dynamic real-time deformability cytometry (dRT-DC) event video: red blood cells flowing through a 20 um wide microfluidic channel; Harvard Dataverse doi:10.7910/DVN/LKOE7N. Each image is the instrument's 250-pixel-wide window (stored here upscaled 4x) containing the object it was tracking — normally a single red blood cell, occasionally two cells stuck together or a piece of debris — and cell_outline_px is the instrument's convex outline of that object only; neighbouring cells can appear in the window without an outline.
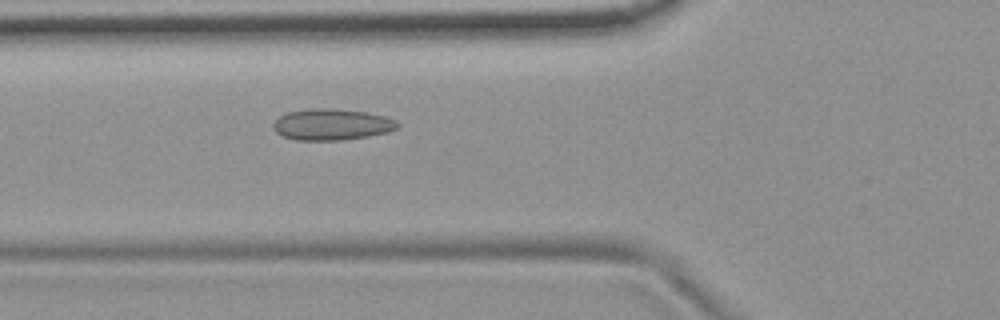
{"species": "common noctule bat (a hibernating species)", "species_latin": "Nyctalus noctula", "temperature_condition": "room temperature", "stored_images_in_passage": 6, "camera_frame_rate_fps": 3000, "um_per_image_px": 0.085, "animal": {"sex": "female", "body_mass_g": 19.9}, "frame": {"image": 1, "passage_image": 6, "time_ms": 1.667, "image_size_px": [1000, 320], "cell_outline_px": [[400, 128], [388, 132], [368, 136], [344, 140], [296, 140], [284, 136], [276, 132], [272, 128], [272, 124], [280, 116], [288, 112], [316, 108], [332, 108], [368, 112], [384, 116], [396, 120], [400, 124]], "centroid_in_image_um": [28.24, 10.58], "position_along_channel_um": 97.6, "area_um2": 22.77}}